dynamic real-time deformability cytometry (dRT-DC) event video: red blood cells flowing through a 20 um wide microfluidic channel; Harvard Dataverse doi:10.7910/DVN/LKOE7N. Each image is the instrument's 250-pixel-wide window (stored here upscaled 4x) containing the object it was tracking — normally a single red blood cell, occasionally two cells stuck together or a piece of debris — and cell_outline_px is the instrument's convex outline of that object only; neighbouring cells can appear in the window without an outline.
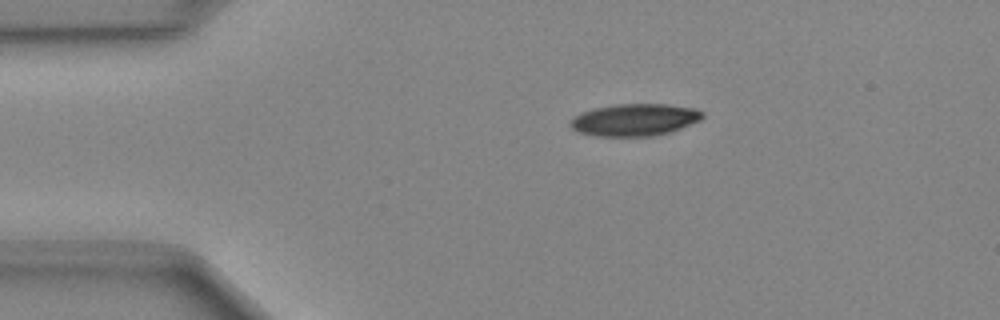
{"species": "Egyptian fruit bat (a non-hibernating species)", "species_latin": "Rousettus aegyptiacus", "temperature_condition": "cold", "stored_images_in_passage": 40, "camera_frame_rate_fps": 3000, "um_per_image_px": 0.085, "animal": {"sex": "female"}, "frame": {"image": 1, "passage_image": 1, "time_ms": 0.0, "image_size_px": [1000, 320], "cell_outline_px": [[704, 116], [700, 120], [680, 128], [668, 132], [652, 136], [596, 136], [580, 132], [572, 128], [568, 124], [568, 120], [580, 112], [592, 108], [616, 104], [668, 104], [696, 108], [704, 112]], "centroid_in_image_um": [53.91, 10.17], "position_along_channel_um": 31.1, "area_um2": 24.91}}
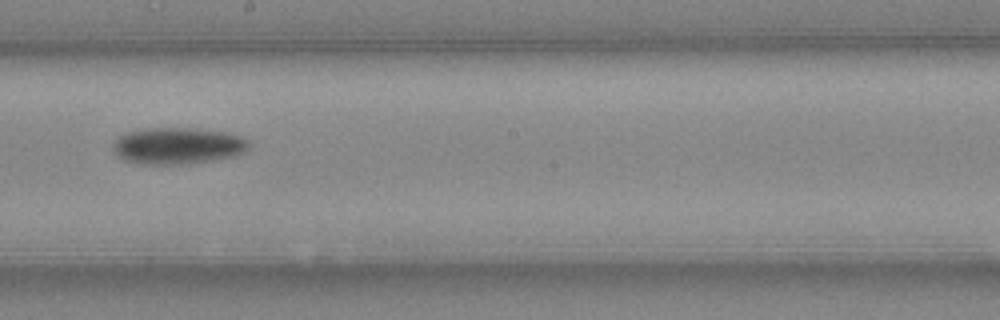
{"frame": {"image": 2, "passage_image": 19, "time_ms": 6.0, "image_size_px": [1000, 320], "cell_outline_px": [[248, 148], [244, 152], [232, 156], [212, 160], [188, 164], [144, 164], [124, 160], [116, 156], [112, 152], [112, 140], [128, 132], [144, 128], [200, 128], [228, 132], [240, 136], [248, 140]], "centroid_in_image_um": [15.06, 12.38], "position_along_channel_um": 233.1, "area_um2": 29.3}}
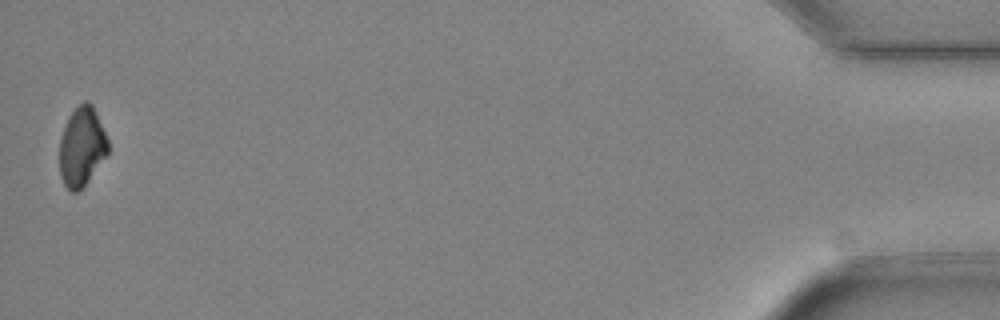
{"frame": {"image": 3, "passage_image": 40, "time_ms": 13.0, "image_size_px": [1000, 320], "cell_outline_px": [[108, 156], [88, 180], [76, 192], [72, 192], [64, 184], [60, 176], [60, 140], [68, 116], [84, 100], [88, 100], [92, 104], [108, 140]], "centroid_in_image_um": [6.96, 12.46], "position_along_channel_um": 428.2, "area_um2": 22.2}}